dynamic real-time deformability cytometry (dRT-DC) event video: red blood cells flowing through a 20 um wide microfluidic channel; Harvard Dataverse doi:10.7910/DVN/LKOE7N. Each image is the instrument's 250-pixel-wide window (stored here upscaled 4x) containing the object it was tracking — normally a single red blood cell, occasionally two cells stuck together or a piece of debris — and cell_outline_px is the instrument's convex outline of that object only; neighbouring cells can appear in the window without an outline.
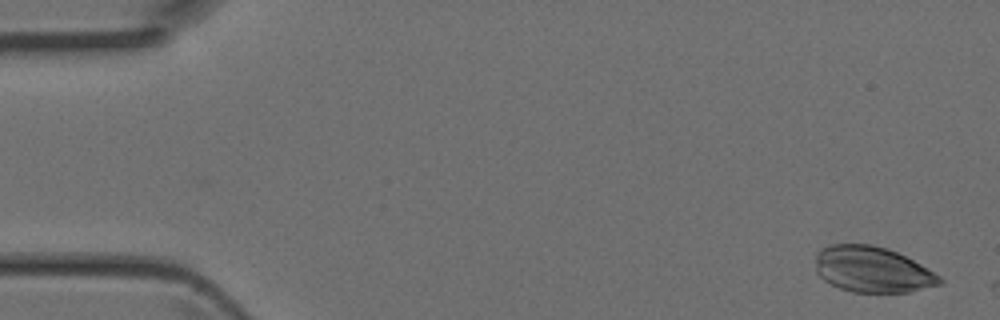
{"species": "Egyptian fruit bat (a non-hibernating species)", "species_latin": "Rousettus aegyptiacus", "temperature_condition": "room temperature", "stored_images_in_passage": 6, "segment_of_instrument_passage": [2, 2], "camera_frame_rate_fps": 3000, "um_per_image_px": 0.085, "animal": {"sex": "female"}, "frame": {"image": 1, "passage_image": 6, "time_ms": 1.667, "image_size_px": [1000, 320], "cell_outline_px": [[944, 284], [908, 292], [852, 292], [840, 288], [824, 280], [816, 272], [816, 256], [824, 248], [832, 244], [872, 244], [896, 252], [920, 264], [940, 276], [944, 280]], "centroid_in_image_um": [74.18, 22.92], "position_along_channel_um": 10.8, "area_um2": 32.89}}